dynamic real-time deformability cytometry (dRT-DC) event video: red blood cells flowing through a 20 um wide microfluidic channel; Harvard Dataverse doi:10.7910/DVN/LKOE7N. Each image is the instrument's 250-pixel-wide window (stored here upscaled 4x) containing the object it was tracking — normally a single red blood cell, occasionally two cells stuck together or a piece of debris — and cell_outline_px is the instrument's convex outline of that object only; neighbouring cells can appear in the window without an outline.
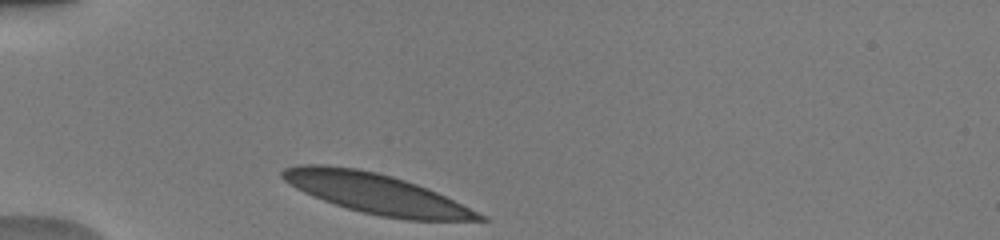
{"species": "human", "species_latin": "Homo sapiens", "temperature_condition": "warm", "stored_images_in_passage": 46, "camera_frame_rate_fps": 3000, "um_per_image_px": 0.085, "donor": {"sex": "male"}, "frame": {"image": 1, "passage_image": 1, "time_ms": 0.0, "image_size_px": [1000, 240], "cell_outline_px": [[488, 220], [408, 220], [380, 216], [360, 212], [312, 196], [296, 188], [284, 180], [280, 176], [280, 172], [284, 168], [296, 164], [320, 164], [356, 168], [376, 172], [392, 176], [428, 188], [488, 216]], "centroid_in_image_um": [31.96, 16.45], "position_along_channel_um": 53.0, "area_um2": 45.72}}
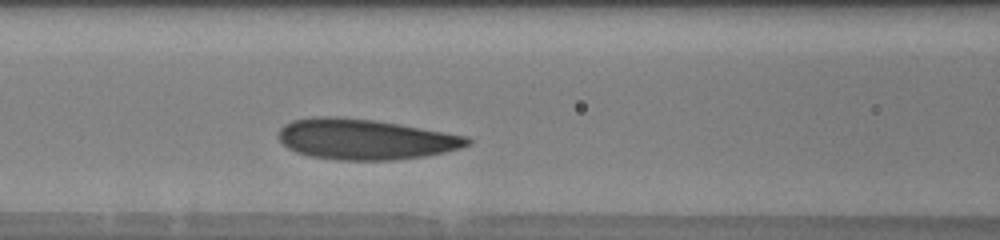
{"frame": {"image": 2, "passage_image": 12, "time_ms": 2.667, "image_size_px": [1000, 240], "cell_outline_px": [[472, 144], [460, 148], [444, 152], [424, 156], [392, 160], [336, 160], [312, 156], [296, 152], [288, 148], [280, 140], [280, 128], [284, 124], [292, 120], [312, 116], [340, 116], [372, 120], [400, 124], [468, 136], [472, 140]], "centroid_in_image_um": [31.04, 11.83], "position_along_channel_um": 135.6, "area_um2": 44.68}}
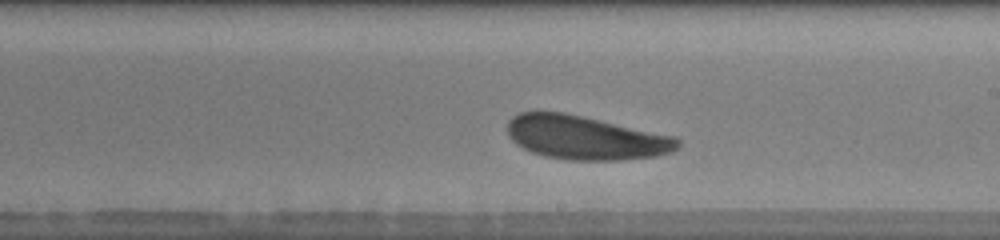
{"frame": {"image": 3, "passage_image": 24, "time_ms": 5.333, "image_size_px": [1000, 240], "cell_outline_px": [[680, 148], [672, 152], [656, 156], [620, 160], [568, 160], [544, 156], [532, 152], [516, 144], [508, 136], [508, 120], [512, 116], [520, 112], [564, 112], [676, 136], [680, 140]], "centroid_in_image_um": [49.79, 11.7], "position_along_channel_um": 239.2, "area_um2": 43.7}, "authors_computed_cell_mechanics": {"area_um2": 44.0436, "velocity_mm_per_s": 3.8984, "shape_relaxation_time_tau1_ms": 2.9252, "shape_relaxation_time_tau2_ms": 7.1888, "deformation_change_tau1": 0.098, "deformation_change_tau2": 0.1453}}